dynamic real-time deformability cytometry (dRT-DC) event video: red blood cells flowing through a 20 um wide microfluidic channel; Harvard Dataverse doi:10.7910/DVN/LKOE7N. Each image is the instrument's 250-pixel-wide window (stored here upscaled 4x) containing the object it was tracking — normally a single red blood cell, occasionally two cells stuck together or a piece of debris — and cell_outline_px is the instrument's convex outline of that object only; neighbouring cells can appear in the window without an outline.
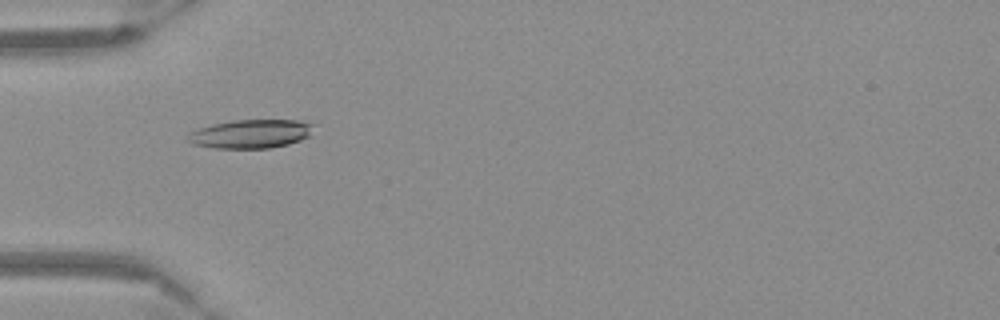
{"species": "Egyptian fruit bat (a non-hibernating species)", "species_latin": "Rousettus aegyptiacus", "temperature_condition": "warm", "stored_images_in_passage": 38, "camera_frame_rate_fps": 3000, "um_per_image_px": 0.085, "frame": {"image": 1, "passage_image": 1, "time_ms": 0.0, "image_size_px": [1000, 320], "cell_outline_px": [[316, 124], [308, 136], [300, 140], [288, 144], [268, 148], [216, 148], [192, 144], [188, 140], [188, 136], [192, 132], [200, 128], [212, 124], [232, 120], [296, 120]], "centroid_in_image_um": [21.34, 11.37], "position_along_channel_um": 63.7, "area_um2": 20.87}}
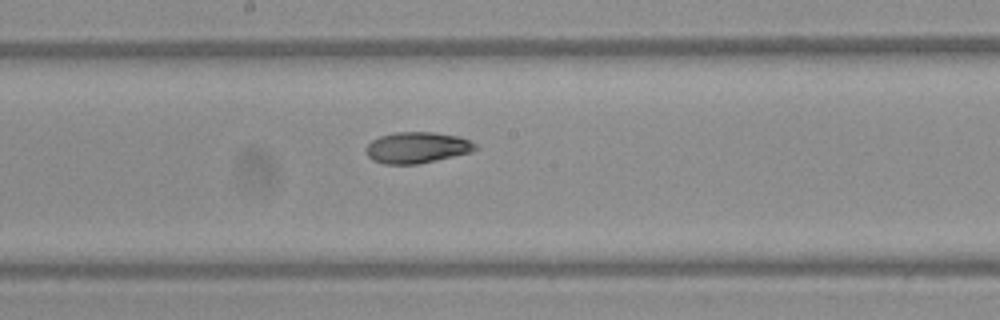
{"frame": {"image": 2, "passage_image": 13, "time_ms": 4.0, "image_size_px": [1000, 320], "cell_outline_px": [[480, 148], [472, 152], [420, 164], [384, 164], [372, 160], [364, 152], [364, 148], [372, 140], [380, 136], [396, 132], [432, 132], [460, 136], [476, 144]], "centroid_in_image_um": [35.45, 12.55], "position_along_channel_um": 212.8, "area_um2": 20.11}}
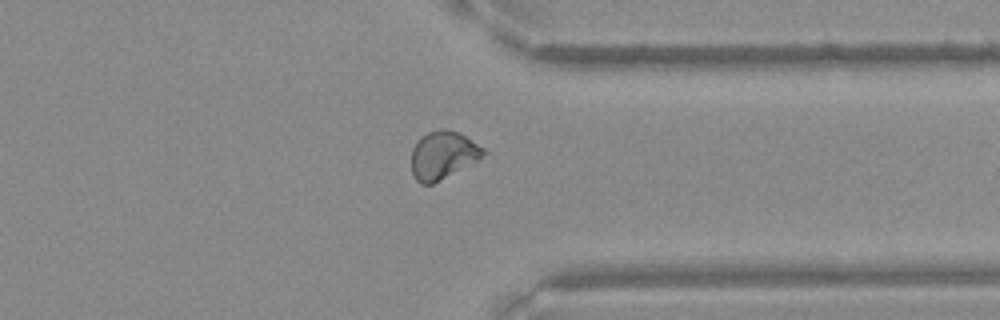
{"frame": {"image": 3, "passage_image": 26, "time_ms": 8.333, "image_size_px": [1000, 320], "cell_outline_px": [[488, 152], [476, 160], [432, 184], [420, 184], [412, 176], [412, 148], [416, 140], [420, 136], [428, 132], [440, 128], [444, 128], [460, 132], [484, 148]], "centroid_in_image_um": [37.61, 13.15], "position_along_channel_um": 373.8, "area_um2": 20.06}}